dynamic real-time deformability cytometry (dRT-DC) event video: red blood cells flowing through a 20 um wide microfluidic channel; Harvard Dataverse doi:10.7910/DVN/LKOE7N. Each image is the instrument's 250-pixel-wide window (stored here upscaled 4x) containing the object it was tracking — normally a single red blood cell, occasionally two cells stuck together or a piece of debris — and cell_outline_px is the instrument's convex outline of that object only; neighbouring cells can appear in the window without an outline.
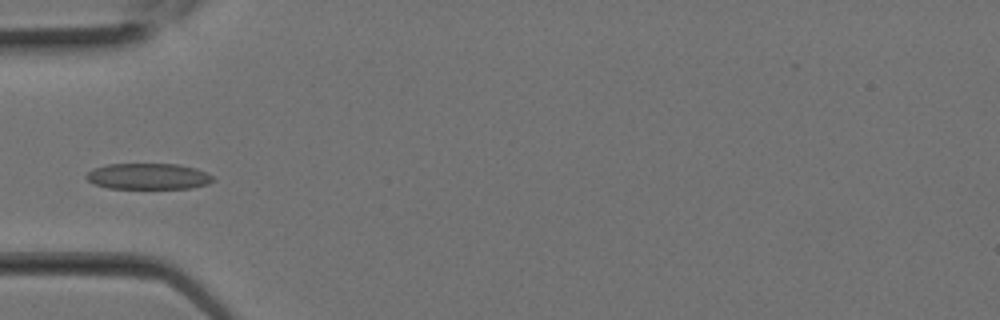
{"species": "Egyptian fruit bat (a non-hibernating species)", "species_latin": "Rousettus aegyptiacus", "temperature_condition": "room temperature", "stored_images_in_passage": 10, "camera_frame_rate_fps": 3000, "um_per_image_px": 0.085, "animal": {"sex": "female"}, "frame": {"image": 1, "passage_image": 9, "time_ms": 2.667, "image_size_px": [1000, 320], "cell_outline_px": [[216, 180], [208, 184], [192, 188], [108, 188], [92, 184], [84, 176], [92, 168], [108, 164], [176, 164], [196, 168], [212, 176]], "centroid_in_image_um": [12.57, 14.99], "position_along_channel_um": 72.4, "area_um2": 19.31}}